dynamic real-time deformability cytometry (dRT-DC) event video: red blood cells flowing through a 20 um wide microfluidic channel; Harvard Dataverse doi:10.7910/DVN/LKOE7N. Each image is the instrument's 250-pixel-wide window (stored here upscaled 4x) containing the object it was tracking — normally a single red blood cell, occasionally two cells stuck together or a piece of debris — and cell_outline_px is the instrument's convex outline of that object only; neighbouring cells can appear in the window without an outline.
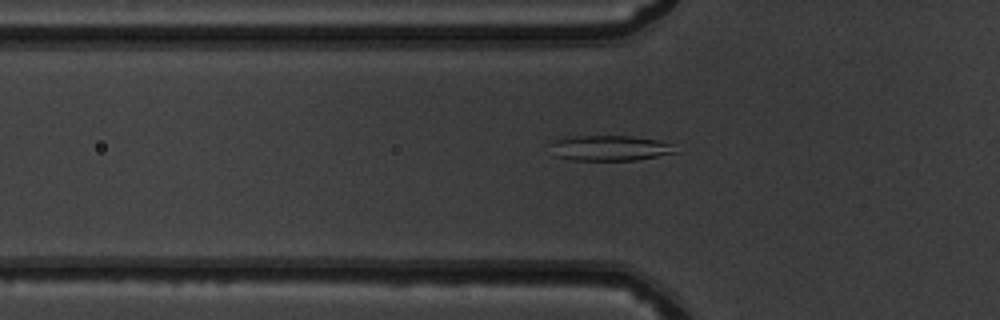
{"species": "common noctule bat (a hibernating species)", "species_latin": "Nyctalus noctula", "temperature_condition": "warm", "stored_images_in_passage": 34, "camera_frame_rate_fps": 3000, "um_per_image_px": 0.085, "animal": {"sex": "male", "body_mass_g": 19.5, "forearm_length_mm": 54.6}, "frame": {"image": 1, "passage_image": 6, "time_ms": 1.667, "image_size_px": [1000, 320], "cell_outline_px": [[680, 152], [636, 160], [572, 160], [560, 156], [548, 144], [552, 140], [576, 136], [632, 136], [656, 140], [672, 144]], "centroid_in_image_um": [51.89, 12.58], "position_along_channel_um": 73.9, "area_um2": 18.32}}
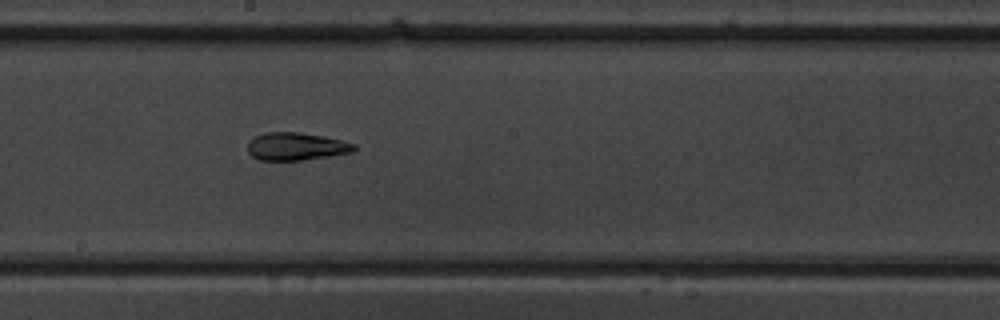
{"frame": {"image": 2, "passage_image": 17, "time_ms": 5.333, "image_size_px": [1000, 320], "cell_outline_px": [[356, 148], [352, 152], [328, 156], [300, 160], [260, 160], [252, 156], [248, 152], [248, 140], [264, 132], [300, 132], [340, 140], [356, 144]], "centroid_in_image_um": [25.13, 12.44], "position_along_channel_um": 223.1, "area_um2": 17.05}}
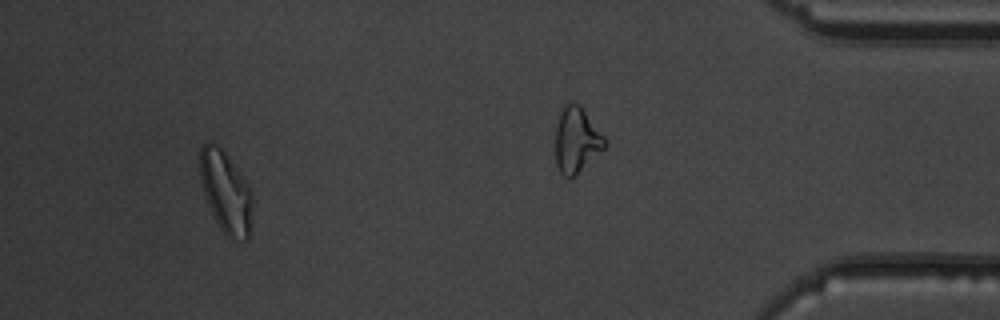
{"frame": {"image": 3, "passage_image": 30, "time_ms": 9.667, "image_size_px": [1000, 320], "cell_outline_px": [[252, 200], [248, 240], [228, 240], [220, 228], [208, 204], [200, 180], [200, 148], [208, 140], [212, 140], [224, 152], [244, 180], [252, 192]], "centroid_in_image_um": [19.17, 16.34], "position_along_channel_um": 416.0, "area_um2": 24.62}, "authors_computed_cell_mechanics": {"area_um2": 17.4845, "velocity_mm_per_s": 4.0656, "shape_relaxation_time_tau1_ms": null, "shape_relaxation_time_tau2_ms": 3.327, "deformation_change_tau1": null, "deformation_change_tau2": 0.119}}